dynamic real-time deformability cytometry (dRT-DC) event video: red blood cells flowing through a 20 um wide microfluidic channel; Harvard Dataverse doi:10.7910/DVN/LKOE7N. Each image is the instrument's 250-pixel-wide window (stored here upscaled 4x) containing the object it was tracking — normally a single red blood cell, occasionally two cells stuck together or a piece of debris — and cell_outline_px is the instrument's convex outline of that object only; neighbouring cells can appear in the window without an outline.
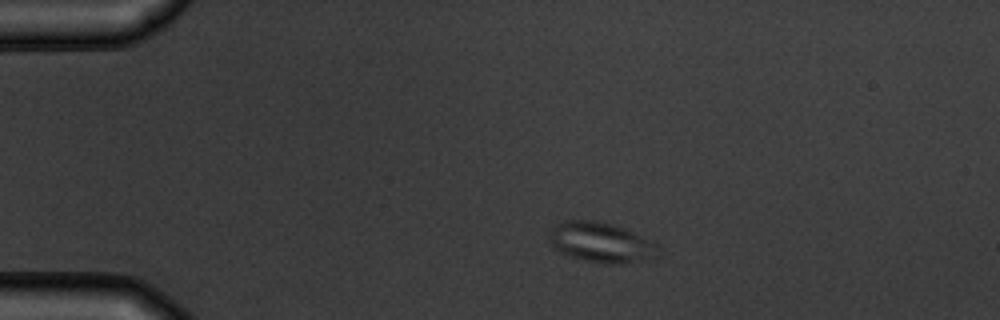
{"species": "common noctule bat (a hibernating species)", "species_latin": "Nyctalus noctula", "temperature_condition": "warm", "stored_images_in_passage": 7, "camera_frame_rate_fps": 3000, "um_per_image_px": 0.085, "animal": {"sex": "male", "body_mass_g": 19.5, "forearm_length_mm": 54.6}, "frame": {"image": 1, "passage_image": 2, "time_ms": 1.333, "image_size_px": [1000, 320], "cell_outline_px": [[660, 256], [652, 260], [620, 264], [604, 264], [572, 256], [560, 252], [552, 244], [548, 236], [548, 228], [564, 220], [596, 220], [612, 224], [624, 228], [656, 244], [660, 252]], "centroid_in_image_um": [51.1, 20.61], "position_along_channel_um": 33.9, "area_um2": 25.66}}
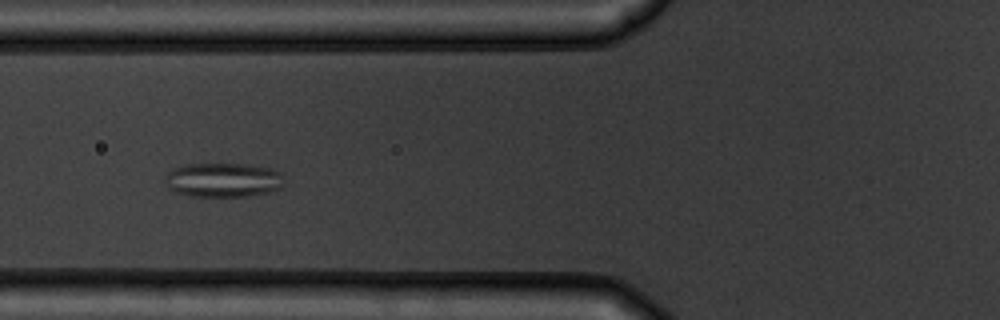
{"frame": {"image": 2, "passage_image": 5, "time_ms": 4.667, "image_size_px": [1000, 320], "cell_outline_px": [[280, 188], [268, 192], [248, 196], [192, 196], [176, 192], [168, 188], [164, 176], [172, 168], [188, 164], [244, 164], [272, 168], [280, 172]], "centroid_in_image_um": [18.91, 15.29], "position_along_channel_um": 106.9, "area_um2": 23.58}}
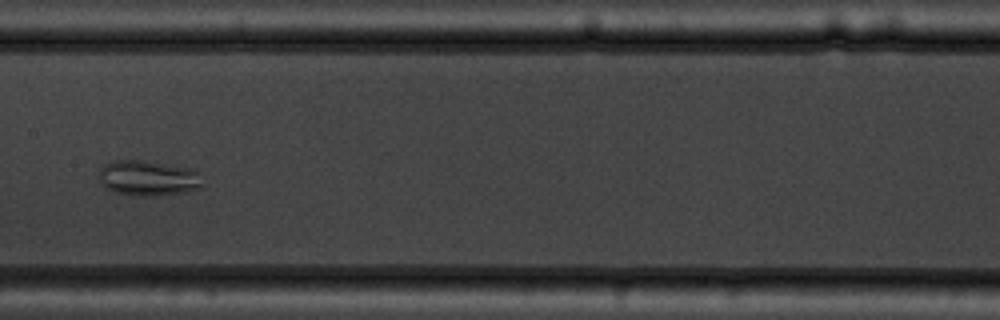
{"frame": {"image": 3, "passage_image": 7, "time_ms": 7.0, "image_size_px": [1000, 320], "cell_outline_px": [[200, 188], [184, 192], [156, 196], [144, 196], [116, 192], [104, 188], [100, 180], [100, 168], [104, 164], [116, 160], [144, 160], [192, 168], [196, 172], [200, 184]], "centroid_in_image_um": [12.55, 15.13], "position_along_channel_um": 194.9, "area_um2": 21.1}}